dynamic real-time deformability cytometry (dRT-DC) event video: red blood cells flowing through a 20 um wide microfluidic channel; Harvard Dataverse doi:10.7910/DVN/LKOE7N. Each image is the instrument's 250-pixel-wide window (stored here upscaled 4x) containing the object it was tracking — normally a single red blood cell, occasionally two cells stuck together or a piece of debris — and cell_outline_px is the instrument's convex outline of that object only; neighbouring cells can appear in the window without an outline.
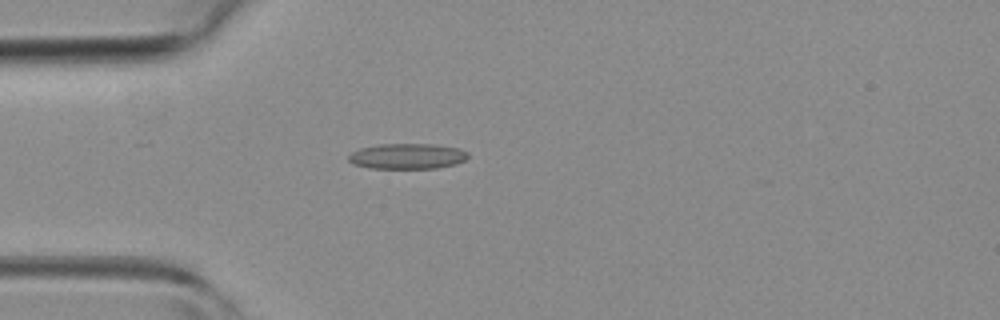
{"species": "common noctule bat (a hibernating species)", "species_latin": "Nyctalus noctula", "temperature_condition": "room temperature", "stored_images_in_passage": 1, "camera_frame_rate_fps": 3000, "um_per_image_px": 0.085, "animal": {"sex": "female", "body_mass_g": 19.3, "forearm_length_mm": 54.1}, "frame": {"image": 1, "passage_image": 1, "time_ms": 0.0, "image_size_px": [1000, 320], "cell_outline_px": [[468, 156], [464, 160], [456, 164], [436, 168], [372, 168], [352, 164], [348, 160], [348, 156], [352, 152], [360, 148], [380, 144], [432, 144], [460, 148], [468, 152]], "centroid_in_image_um": [34.62, 13.27], "position_along_channel_um": 50.4, "area_um2": 17.74}}